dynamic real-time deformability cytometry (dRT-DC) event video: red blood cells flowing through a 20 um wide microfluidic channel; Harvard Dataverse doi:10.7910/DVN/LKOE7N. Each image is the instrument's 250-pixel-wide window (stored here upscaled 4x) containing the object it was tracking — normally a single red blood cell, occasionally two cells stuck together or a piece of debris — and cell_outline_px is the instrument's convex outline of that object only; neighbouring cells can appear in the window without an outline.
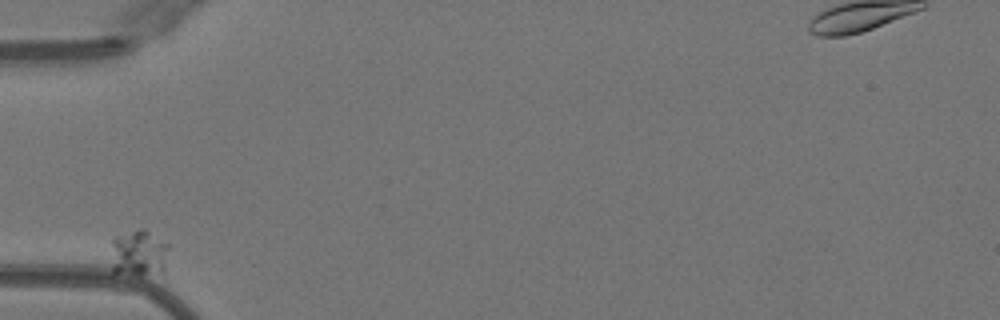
{"species": "Egyptian fruit bat (a non-hibernating species)", "species_latin": "Rousettus aegyptiacus", "temperature_condition": "warm", "stored_images_in_passage": 51, "camera_frame_rate_fps": 3000, "um_per_image_px": 0.085, "animal": {"sex": "female"}, "frame": {"image": 1, "passage_image": 1, "time_ms": 0.0, "image_size_px": [1000, 320], "cell_outline_px": [[172, 244], [164, 272], [140, 276], [112, 272], [112, 236], [140, 228], [144, 228]], "centroid_in_image_um": [11.86, 21.51], "position_along_channel_um": 73.1, "area_um2": 16.59}}
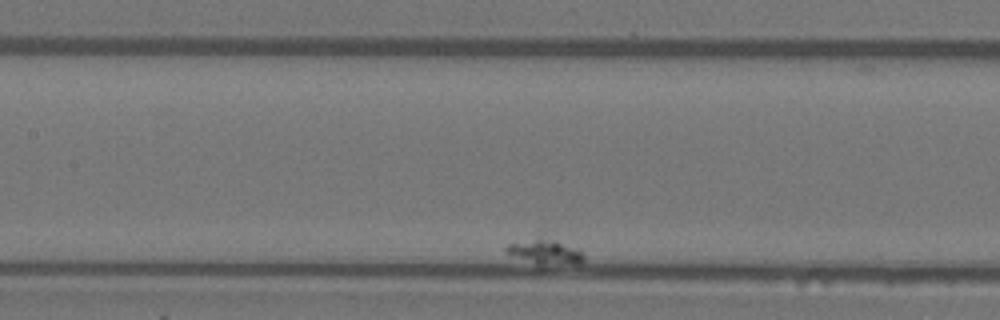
{"frame": {"image": 2, "passage_image": 15, "time_ms": 4.667, "image_size_px": [1000, 320], "cell_outline_px": [[584, 260], [576, 264], [540, 268], [504, 252], [504, 248], [508, 244], [540, 236], [556, 240], [576, 248], [584, 256]], "centroid_in_image_um": [46.29, 21.46], "position_along_channel_um": 161.1, "area_um2": 12.02}}
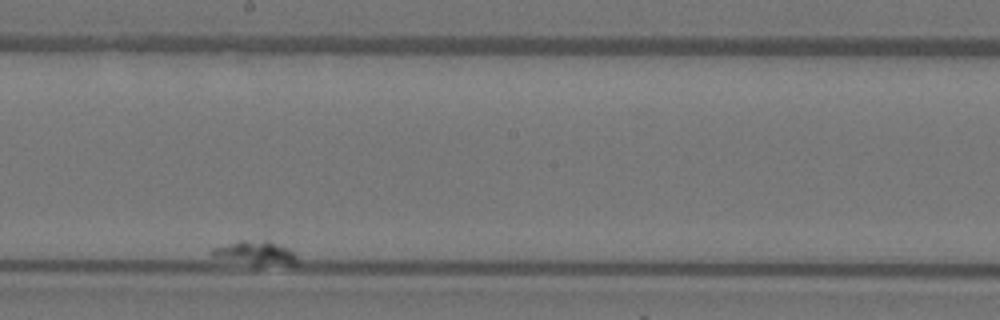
{"frame": {"image": 3, "passage_image": 30, "time_ms": 9.667, "image_size_px": [1000, 320], "cell_outline_px": [[296, 264], [252, 264], [212, 256], [208, 252], [212, 248], [236, 240], [268, 240], [288, 248], [296, 252]], "centroid_in_image_um": [21.69, 21.46], "position_along_channel_um": 226.5, "area_um2": 11.68}}